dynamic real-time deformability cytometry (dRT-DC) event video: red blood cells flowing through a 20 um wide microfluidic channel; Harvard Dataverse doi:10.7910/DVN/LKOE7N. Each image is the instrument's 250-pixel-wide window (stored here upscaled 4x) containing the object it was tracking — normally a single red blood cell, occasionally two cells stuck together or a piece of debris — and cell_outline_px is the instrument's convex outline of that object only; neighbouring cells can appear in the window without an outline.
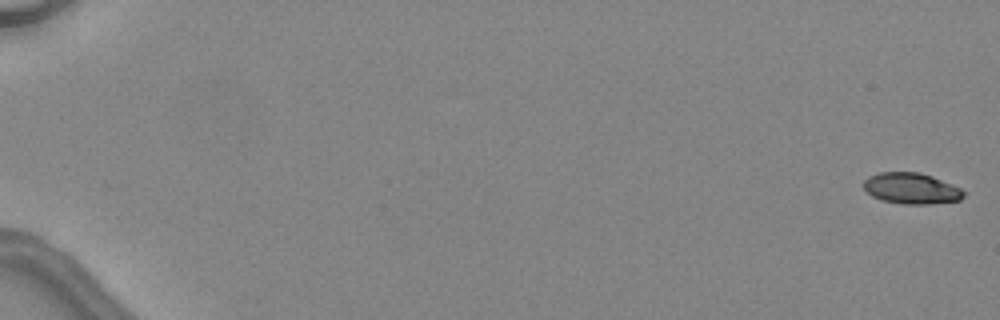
{"species": "common noctule bat (a hibernating species)", "species_latin": "Nyctalus noctula", "temperature_condition": "warm", "stored_images_in_passage": 7, "camera_frame_rate_fps": 3000, "um_per_image_px": 0.085, "animal": {"sex": "female", "body_mass_g": 24.6, "forearm_length_mm": 56.2}, "frame": {"image": 1, "passage_image": 1, "time_ms": 0.0, "image_size_px": [1000, 320], "cell_outline_px": [[964, 196], [960, 200], [932, 204], [904, 204], [880, 200], [872, 196], [864, 188], [864, 180], [868, 176], [880, 172], [920, 172], [932, 176], [960, 188], [964, 192]], "centroid_in_image_um": [77.45, 16.02], "position_along_channel_um": 7.5, "area_um2": 18.09}}
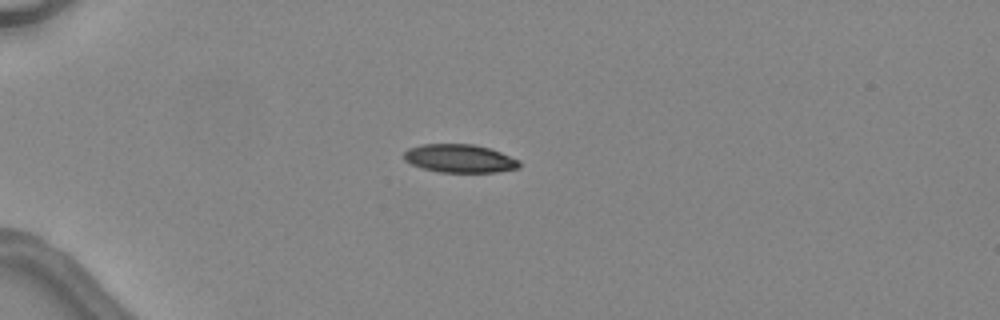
{"frame": {"image": 2, "passage_image": 4, "time_ms": 4.667, "image_size_px": [1000, 320], "cell_outline_px": [[520, 168], [496, 172], [440, 172], [424, 168], [412, 164], [404, 160], [404, 152], [408, 148], [420, 144], [472, 144], [492, 148], [520, 160]], "centroid_in_image_um": [39.1, 13.46], "position_along_channel_um": 45.9, "area_um2": 19.13}}